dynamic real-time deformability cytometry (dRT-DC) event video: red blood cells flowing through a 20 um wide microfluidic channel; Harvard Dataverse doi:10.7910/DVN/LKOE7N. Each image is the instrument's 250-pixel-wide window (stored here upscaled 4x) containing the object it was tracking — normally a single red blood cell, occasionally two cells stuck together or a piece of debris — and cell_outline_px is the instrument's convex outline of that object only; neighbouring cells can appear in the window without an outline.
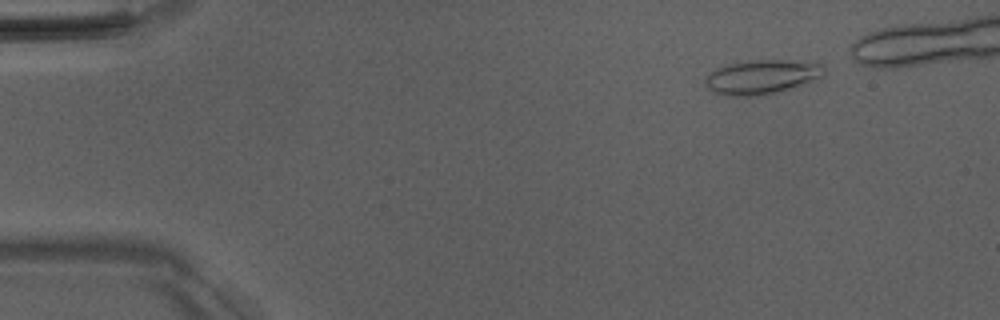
{"species": "Egyptian fruit bat (a non-hibernating species)", "species_latin": "Rousettus aegyptiacus", "temperature_condition": "room temperature", "stored_images_in_passage": 40, "camera_frame_rate_fps": 3000, "um_per_image_px": 0.085, "animal": {"sex": "male"}, "frame": {"image": 1, "passage_image": 2, "time_ms": 0.333, "image_size_px": [1000, 320], "cell_outline_px": [[824, 76], [796, 88], [764, 96], [728, 96], [712, 92], [704, 84], [704, 80], [716, 68], [728, 64], [752, 60], [820, 60], [824, 64]], "centroid_in_image_um": [64.86, 6.54], "position_along_channel_um": 20.1, "area_um2": 24.62}}
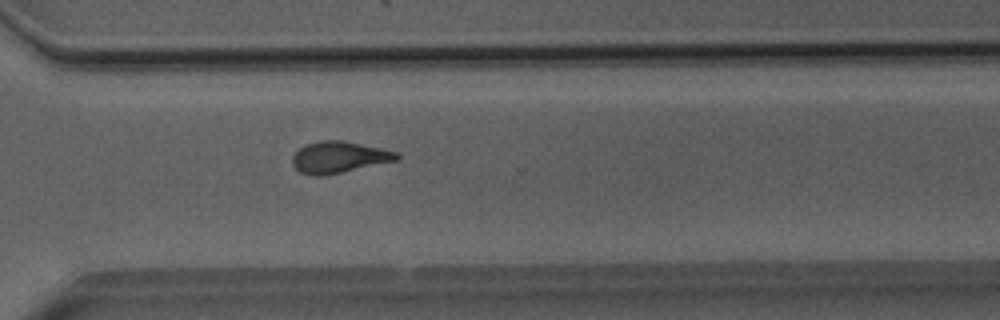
{"frame": {"image": 2, "passage_image": 33, "time_ms": 10.667, "image_size_px": [1000, 320], "cell_outline_px": [[400, 160], [320, 176], [312, 176], [300, 172], [292, 164], [292, 156], [300, 148], [308, 144], [324, 140], [344, 140], [380, 148], [396, 152], [400, 156]], "centroid_in_image_um": [28.82, 13.36], "position_along_channel_um": 341.8, "area_um2": 18.96}}
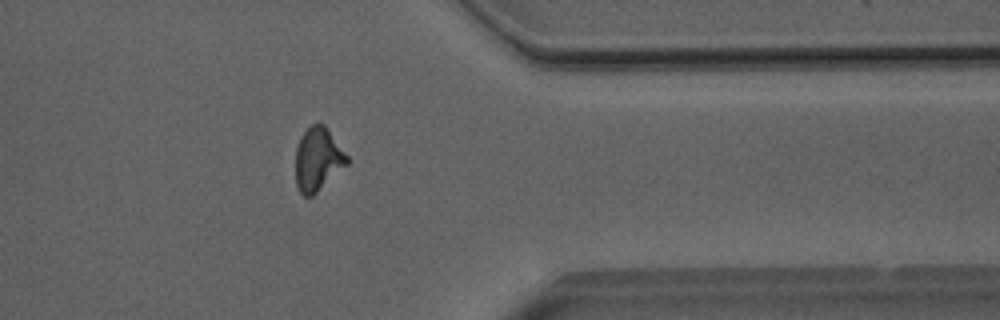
{"frame": {"image": 3, "passage_image": 37, "time_ms": 12.0, "image_size_px": [1000, 320], "cell_outline_px": [[348, 164], [312, 196], [304, 196], [300, 192], [296, 184], [296, 148], [300, 136], [312, 124], [320, 120], [324, 124], [348, 156]], "centroid_in_image_um": [27.01, 13.51], "position_along_channel_um": 384.4, "area_um2": 18.96}}